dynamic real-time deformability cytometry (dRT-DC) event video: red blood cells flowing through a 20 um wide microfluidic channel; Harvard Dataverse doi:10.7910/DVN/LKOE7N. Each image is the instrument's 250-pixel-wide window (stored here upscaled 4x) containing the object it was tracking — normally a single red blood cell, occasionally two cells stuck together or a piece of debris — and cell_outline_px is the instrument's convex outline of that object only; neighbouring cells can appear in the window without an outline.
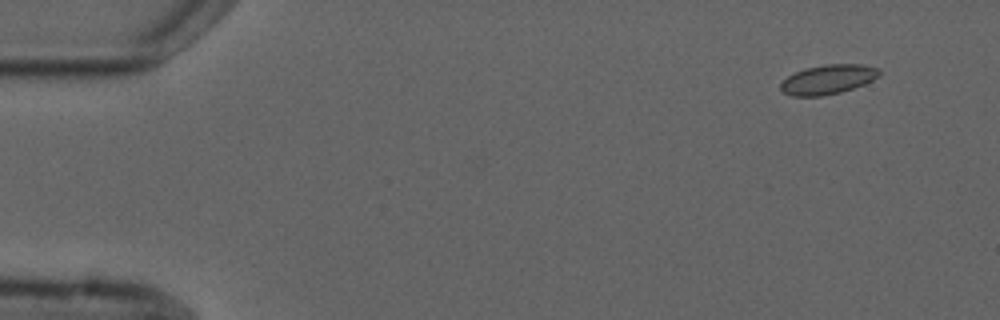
{"species": "common noctule bat (a hibernating species)", "species_latin": "Nyctalus noctula", "temperature_condition": "cold", "stored_images_in_passage": 5, "camera_frame_rate_fps": 3000, "um_per_image_px": 0.085, "animal": {"sex": "male", "forearm_length_mm": 52.5}, "frame": {"image": 1, "passage_image": 2, "time_ms": 1.0, "image_size_px": [1000, 320], "cell_outline_px": [[880, 76], [864, 84], [840, 92], [824, 96], [792, 96], [784, 92], [780, 88], [780, 84], [788, 76], [804, 68], [824, 64], [860, 64], [876, 68], [880, 72]], "centroid_in_image_um": [70.37, 6.75], "position_along_channel_um": 14.6, "area_um2": 16.82}}